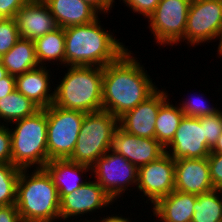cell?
Instances as JSON below:
<instances>
[{"instance_id":"obj_33","label":"cell","mask_w":222,"mask_h":222,"mask_svg":"<svg viewBox=\"0 0 222 222\" xmlns=\"http://www.w3.org/2000/svg\"><path fill=\"white\" fill-rule=\"evenodd\" d=\"M127 7L131 8L133 12L143 15L148 18L155 10L160 0H123Z\"/></svg>"},{"instance_id":"obj_9","label":"cell","mask_w":222,"mask_h":222,"mask_svg":"<svg viewBox=\"0 0 222 222\" xmlns=\"http://www.w3.org/2000/svg\"><path fill=\"white\" fill-rule=\"evenodd\" d=\"M192 0H160L148 17L150 29L160 45L177 44L184 40L186 21Z\"/></svg>"},{"instance_id":"obj_31","label":"cell","mask_w":222,"mask_h":222,"mask_svg":"<svg viewBox=\"0 0 222 222\" xmlns=\"http://www.w3.org/2000/svg\"><path fill=\"white\" fill-rule=\"evenodd\" d=\"M207 160L213 188L222 191V153L210 152Z\"/></svg>"},{"instance_id":"obj_34","label":"cell","mask_w":222,"mask_h":222,"mask_svg":"<svg viewBox=\"0 0 222 222\" xmlns=\"http://www.w3.org/2000/svg\"><path fill=\"white\" fill-rule=\"evenodd\" d=\"M30 0H0V18H15L17 12Z\"/></svg>"},{"instance_id":"obj_26","label":"cell","mask_w":222,"mask_h":222,"mask_svg":"<svg viewBox=\"0 0 222 222\" xmlns=\"http://www.w3.org/2000/svg\"><path fill=\"white\" fill-rule=\"evenodd\" d=\"M219 192V193H218ZM222 195L221 190L198 194L193 207L194 213L191 222H222Z\"/></svg>"},{"instance_id":"obj_11","label":"cell","mask_w":222,"mask_h":222,"mask_svg":"<svg viewBox=\"0 0 222 222\" xmlns=\"http://www.w3.org/2000/svg\"><path fill=\"white\" fill-rule=\"evenodd\" d=\"M153 205L175 190V161L167 153L138 169L137 186Z\"/></svg>"},{"instance_id":"obj_20","label":"cell","mask_w":222,"mask_h":222,"mask_svg":"<svg viewBox=\"0 0 222 222\" xmlns=\"http://www.w3.org/2000/svg\"><path fill=\"white\" fill-rule=\"evenodd\" d=\"M59 27L85 25L98 18V12L83 0H43Z\"/></svg>"},{"instance_id":"obj_30","label":"cell","mask_w":222,"mask_h":222,"mask_svg":"<svg viewBox=\"0 0 222 222\" xmlns=\"http://www.w3.org/2000/svg\"><path fill=\"white\" fill-rule=\"evenodd\" d=\"M199 98H202V97H199ZM198 99H197V102L196 100H192L191 98L188 100L186 99V102L184 101L182 104H180L181 105L180 109L182 110L185 116L199 118L202 116L213 115L220 111L217 108L215 109L213 106L209 107L208 104L207 105L204 104L205 100L203 99L198 100Z\"/></svg>"},{"instance_id":"obj_36","label":"cell","mask_w":222,"mask_h":222,"mask_svg":"<svg viewBox=\"0 0 222 222\" xmlns=\"http://www.w3.org/2000/svg\"><path fill=\"white\" fill-rule=\"evenodd\" d=\"M15 89V76L7 74L0 80V99L9 95Z\"/></svg>"},{"instance_id":"obj_10","label":"cell","mask_w":222,"mask_h":222,"mask_svg":"<svg viewBox=\"0 0 222 222\" xmlns=\"http://www.w3.org/2000/svg\"><path fill=\"white\" fill-rule=\"evenodd\" d=\"M91 169L96 175V182L113 201L119 198L129 185H137L138 168L122 155L110 150L101 156Z\"/></svg>"},{"instance_id":"obj_4","label":"cell","mask_w":222,"mask_h":222,"mask_svg":"<svg viewBox=\"0 0 222 222\" xmlns=\"http://www.w3.org/2000/svg\"><path fill=\"white\" fill-rule=\"evenodd\" d=\"M54 88L53 105L93 113L102 110L103 67L69 66Z\"/></svg>"},{"instance_id":"obj_40","label":"cell","mask_w":222,"mask_h":222,"mask_svg":"<svg viewBox=\"0 0 222 222\" xmlns=\"http://www.w3.org/2000/svg\"><path fill=\"white\" fill-rule=\"evenodd\" d=\"M7 70L4 68L2 63H0V80L7 75Z\"/></svg>"},{"instance_id":"obj_39","label":"cell","mask_w":222,"mask_h":222,"mask_svg":"<svg viewBox=\"0 0 222 222\" xmlns=\"http://www.w3.org/2000/svg\"><path fill=\"white\" fill-rule=\"evenodd\" d=\"M211 152L222 153V134L218 138L214 147L211 149Z\"/></svg>"},{"instance_id":"obj_19","label":"cell","mask_w":222,"mask_h":222,"mask_svg":"<svg viewBox=\"0 0 222 222\" xmlns=\"http://www.w3.org/2000/svg\"><path fill=\"white\" fill-rule=\"evenodd\" d=\"M196 199V194L174 190L153 205V214L163 222H191Z\"/></svg>"},{"instance_id":"obj_28","label":"cell","mask_w":222,"mask_h":222,"mask_svg":"<svg viewBox=\"0 0 222 222\" xmlns=\"http://www.w3.org/2000/svg\"><path fill=\"white\" fill-rule=\"evenodd\" d=\"M20 39L15 18L0 19V56L12 49Z\"/></svg>"},{"instance_id":"obj_6","label":"cell","mask_w":222,"mask_h":222,"mask_svg":"<svg viewBox=\"0 0 222 222\" xmlns=\"http://www.w3.org/2000/svg\"><path fill=\"white\" fill-rule=\"evenodd\" d=\"M117 127L118 118L107 111L86 113L75 149L68 160L92 167L110 150L111 140Z\"/></svg>"},{"instance_id":"obj_18","label":"cell","mask_w":222,"mask_h":222,"mask_svg":"<svg viewBox=\"0 0 222 222\" xmlns=\"http://www.w3.org/2000/svg\"><path fill=\"white\" fill-rule=\"evenodd\" d=\"M50 77L46 66H39L15 76L16 90L30 99L40 109H45L54 101V91L50 93Z\"/></svg>"},{"instance_id":"obj_27","label":"cell","mask_w":222,"mask_h":222,"mask_svg":"<svg viewBox=\"0 0 222 222\" xmlns=\"http://www.w3.org/2000/svg\"><path fill=\"white\" fill-rule=\"evenodd\" d=\"M20 170L10 163L0 164V206L16 204Z\"/></svg>"},{"instance_id":"obj_29","label":"cell","mask_w":222,"mask_h":222,"mask_svg":"<svg viewBox=\"0 0 222 222\" xmlns=\"http://www.w3.org/2000/svg\"><path fill=\"white\" fill-rule=\"evenodd\" d=\"M201 127H203L204 137L207 146L211 150L222 134V111L201 117Z\"/></svg>"},{"instance_id":"obj_22","label":"cell","mask_w":222,"mask_h":222,"mask_svg":"<svg viewBox=\"0 0 222 222\" xmlns=\"http://www.w3.org/2000/svg\"><path fill=\"white\" fill-rule=\"evenodd\" d=\"M1 63L9 75L17 76L39 67L34 41L20 38L10 51L1 56Z\"/></svg>"},{"instance_id":"obj_35","label":"cell","mask_w":222,"mask_h":222,"mask_svg":"<svg viewBox=\"0 0 222 222\" xmlns=\"http://www.w3.org/2000/svg\"><path fill=\"white\" fill-rule=\"evenodd\" d=\"M0 222H23L16 204L0 206Z\"/></svg>"},{"instance_id":"obj_17","label":"cell","mask_w":222,"mask_h":222,"mask_svg":"<svg viewBox=\"0 0 222 222\" xmlns=\"http://www.w3.org/2000/svg\"><path fill=\"white\" fill-rule=\"evenodd\" d=\"M175 161V190L202 194L213 190L207 158H181Z\"/></svg>"},{"instance_id":"obj_32","label":"cell","mask_w":222,"mask_h":222,"mask_svg":"<svg viewBox=\"0 0 222 222\" xmlns=\"http://www.w3.org/2000/svg\"><path fill=\"white\" fill-rule=\"evenodd\" d=\"M12 164V143L9 128L0 123V164Z\"/></svg>"},{"instance_id":"obj_2","label":"cell","mask_w":222,"mask_h":222,"mask_svg":"<svg viewBox=\"0 0 222 222\" xmlns=\"http://www.w3.org/2000/svg\"><path fill=\"white\" fill-rule=\"evenodd\" d=\"M98 19L64 28L66 66L104 67L128 50L110 31L101 27Z\"/></svg>"},{"instance_id":"obj_25","label":"cell","mask_w":222,"mask_h":222,"mask_svg":"<svg viewBox=\"0 0 222 222\" xmlns=\"http://www.w3.org/2000/svg\"><path fill=\"white\" fill-rule=\"evenodd\" d=\"M40 108L16 89L0 99V119L7 123L33 115Z\"/></svg>"},{"instance_id":"obj_1","label":"cell","mask_w":222,"mask_h":222,"mask_svg":"<svg viewBox=\"0 0 222 222\" xmlns=\"http://www.w3.org/2000/svg\"><path fill=\"white\" fill-rule=\"evenodd\" d=\"M131 54L127 50L118 60L103 67L102 110L117 118L158 89Z\"/></svg>"},{"instance_id":"obj_24","label":"cell","mask_w":222,"mask_h":222,"mask_svg":"<svg viewBox=\"0 0 222 222\" xmlns=\"http://www.w3.org/2000/svg\"><path fill=\"white\" fill-rule=\"evenodd\" d=\"M35 54L40 66L46 61H59L65 64V34L64 28L58 27L42 37L34 40Z\"/></svg>"},{"instance_id":"obj_3","label":"cell","mask_w":222,"mask_h":222,"mask_svg":"<svg viewBox=\"0 0 222 222\" xmlns=\"http://www.w3.org/2000/svg\"><path fill=\"white\" fill-rule=\"evenodd\" d=\"M21 169L17 181L16 207L23 222H55L60 219V197L45 168L31 176Z\"/></svg>"},{"instance_id":"obj_12","label":"cell","mask_w":222,"mask_h":222,"mask_svg":"<svg viewBox=\"0 0 222 222\" xmlns=\"http://www.w3.org/2000/svg\"><path fill=\"white\" fill-rule=\"evenodd\" d=\"M168 149L169 151H167ZM210 152L211 150L204 137L203 127H201V117L184 116L173 140L165 148V153L169 154L174 160L207 158Z\"/></svg>"},{"instance_id":"obj_14","label":"cell","mask_w":222,"mask_h":222,"mask_svg":"<svg viewBox=\"0 0 222 222\" xmlns=\"http://www.w3.org/2000/svg\"><path fill=\"white\" fill-rule=\"evenodd\" d=\"M165 91L157 89L145 101L118 118V126L129 134L141 138H155L156 116L160 106L168 99Z\"/></svg>"},{"instance_id":"obj_38","label":"cell","mask_w":222,"mask_h":222,"mask_svg":"<svg viewBox=\"0 0 222 222\" xmlns=\"http://www.w3.org/2000/svg\"><path fill=\"white\" fill-rule=\"evenodd\" d=\"M99 222H129L128 218H123L122 216H108L99 220Z\"/></svg>"},{"instance_id":"obj_5","label":"cell","mask_w":222,"mask_h":222,"mask_svg":"<svg viewBox=\"0 0 222 222\" xmlns=\"http://www.w3.org/2000/svg\"><path fill=\"white\" fill-rule=\"evenodd\" d=\"M9 129L12 143V164L19 169L44 168L48 163L46 108L39 109ZM13 130V131H12Z\"/></svg>"},{"instance_id":"obj_37","label":"cell","mask_w":222,"mask_h":222,"mask_svg":"<svg viewBox=\"0 0 222 222\" xmlns=\"http://www.w3.org/2000/svg\"><path fill=\"white\" fill-rule=\"evenodd\" d=\"M92 6L97 12L106 14L109 10H112L114 0H83Z\"/></svg>"},{"instance_id":"obj_8","label":"cell","mask_w":222,"mask_h":222,"mask_svg":"<svg viewBox=\"0 0 222 222\" xmlns=\"http://www.w3.org/2000/svg\"><path fill=\"white\" fill-rule=\"evenodd\" d=\"M220 38L218 53L222 52V0H192L184 33L191 46Z\"/></svg>"},{"instance_id":"obj_21","label":"cell","mask_w":222,"mask_h":222,"mask_svg":"<svg viewBox=\"0 0 222 222\" xmlns=\"http://www.w3.org/2000/svg\"><path fill=\"white\" fill-rule=\"evenodd\" d=\"M58 190L60 200L73 191L78 190L87 181H81V173L91 170V167L72 162L68 159L50 160L44 167ZM81 172V173H80Z\"/></svg>"},{"instance_id":"obj_16","label":"cell","mask_w":222,"mask_h":222,"mask_svg":"<svg viewBox=\"0 0 222 222\" xmlns=\"http://www.w3.org/2000/svg\"><path fill=\"white\" fill-rule=\"evenodd\" d=\"M20 38L35 40L59 26L43 0H30L16 14Z\"/></svg>"},{"instance_id":"obj_15","label":"cell","mask_w":222,"mask_h":222,"mask_svg":"<svg viewBox=\"0 0 222 222\" xmlns=\"http://www.w3.org/2000/svg\"><path fill=\"white\" fill-rule=\"evenodd\" d=\"M113 199L94 180L83 184L78 190L65 195L60 200V219L67 220L70 217L99 210L110 205Z\"/></svg>"},{"instance_id":"obj_7","label":"cell","mask_w":222,"mask_h":222,"mask_svg":"<svg viewBox=\"0 0 222 222\" xmlns=\"http://www.w3.org/2000/svg\"><path fill=\"white\" fill-rule=\"evenodd\" d=\"M85 114L53 104L46 108L48 162L72 155Z\"/></svg>"},{"instance_id":"obj_13","label":"cell","mask_w":222,"mask_h":222,"mask_svg":"<svg viewBox=\"0 0 222 222\" xmlns=\"http://www.w3.org/2000/svg\"><path fill=\"white\" fill-rule=\"evenodd\" d=\"M110 151L122 155L138 169L165 154V148L155 138L137 137L119 126L113 134Z\"/></svg>"},{"instance_id":"obj_23","label":"cell","mask_w":222,"mask_h":222,"mask_svg":"<svg viewBox=\"0 0 222 222\" xmlns=\"http://www.w3.org/2000/svg\"><path fill=\"white\" fill-rule=\"evenodd\" d=\"M167 99L156 116L155 139L166 148L173 140L181 120L185 116L179 106H174Z\"/></svg>"}]
</instances>
